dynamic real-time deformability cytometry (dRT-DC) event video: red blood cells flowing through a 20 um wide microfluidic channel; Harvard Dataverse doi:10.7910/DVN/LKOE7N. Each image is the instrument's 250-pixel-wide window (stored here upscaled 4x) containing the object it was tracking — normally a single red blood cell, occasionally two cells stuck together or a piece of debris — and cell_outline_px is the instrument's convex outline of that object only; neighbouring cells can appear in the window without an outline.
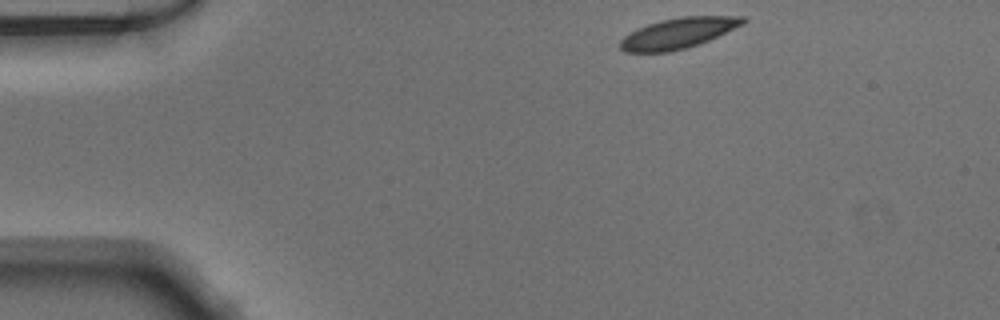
{"species": "Egyptian fruit bat (a non-hibernating species)", "species_latin": "Rousettus aegyptiacus", "temperature_condition": "warm", "stored_images_in_passage": 43, "camera_frame_rate_fps": 3000, "um_per_image_px": 0.085, "animal": {"sex": "male"}, "frame": {"image": 1, "passage_image": 1, "time_ms": 0.0, "image_size_px": [1000, 320], "cell_outline_px": [[748, 20], [744, 24], [708, 40], [684, 48], [668, 52], [624, 52], [620, 48], [620, 40], [624, 36], [636, 28], [660, 20], [680, 16], [744, 16]], "centroid_in_image_um": [57.63, 2.8], "position_along_channel_um": 27.4, "area_um2": 21.79}}
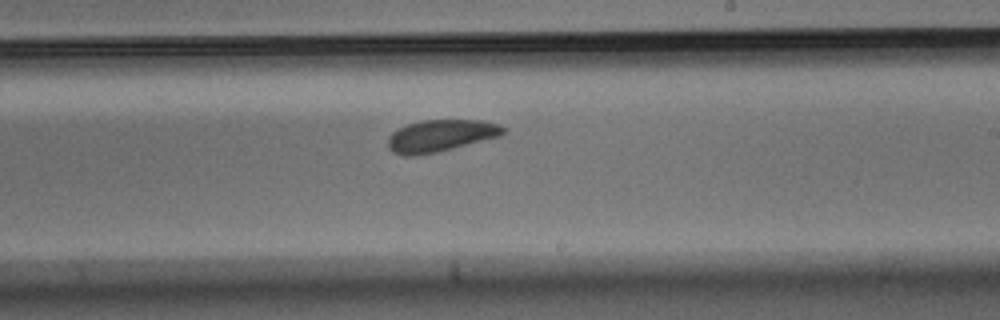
{"frame": {"image": 2, "passage_image": 23, "time_ms": 7.333, "image_size_px": [1000, 320], "cell_outline_px": [[508, 132], [500, 136], [436, 152], [416, 156], [404, 156], [392, 152], [388, 148], [388, 136], [392, 132], [408, 124], [420, 120], [480, 120], [500, 124]], "centroid_in_image_um": [37.44, 11.53], "position_along_channel_um": 251.6, "area_um2": 21.5}}
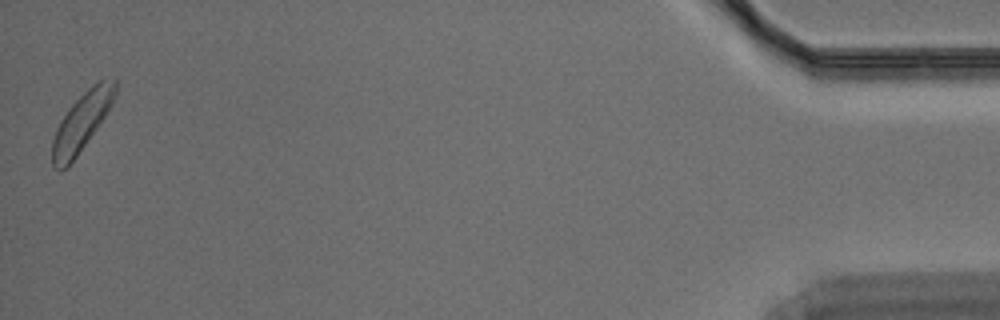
{"frame": {"image": 3, "passage_image": 43, "time_ms": 14.0, "image_size_px": [1000, 320], "cell_outline_px": [[116, 96], [112, 104], [96, 128], [68, 168], [60, 172], [52, 164], [52, 140], [56, 128], [60, 120], [68, 108], [92, 84], [104, 76], [116, 76]], "centroid_in_image_um": [6.95, 10.31], "position_along_channel_um": 428.2, "area_um2": 21.56}}